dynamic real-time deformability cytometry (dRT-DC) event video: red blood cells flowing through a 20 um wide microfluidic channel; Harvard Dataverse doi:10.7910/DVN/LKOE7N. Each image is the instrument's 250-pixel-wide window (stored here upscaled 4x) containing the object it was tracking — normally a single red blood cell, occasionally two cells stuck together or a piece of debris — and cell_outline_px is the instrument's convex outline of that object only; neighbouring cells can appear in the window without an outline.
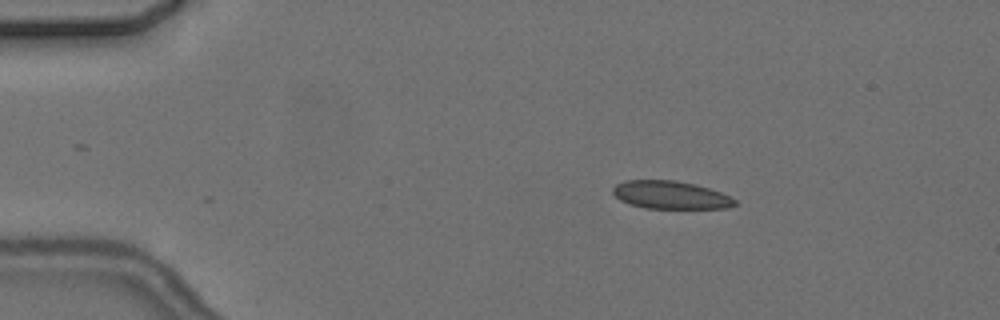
{"species": "common noctule bat (a hibernating species)", "species_latin": "Nyctalus noctula", "temperature_condition": "cold", "stored_images_in_passage": 4, "camera_frame_rate_fps": 3000, "um_per_image_px": 0.085, "animal": {"sex": "female", "body_mass_g": 24.6, "forearm_length_mm": 56.2}, "frame": {"image": 1, "passage_image": 2, "time_ms": 1.333, "image_size_px": [1000, 320], "cell_outline_px": [[736, 204], [728, 208], [644, 208], [620, 200], [612, 192], [612, 188], [616, 184], [624, 180], [676, 180], [696, 184], [720, 192], [736, 200]], "centroid_in_image_um": [56.98, 16.56], "position_along_channel_um": 28.0, "area_um2": 19.77}}